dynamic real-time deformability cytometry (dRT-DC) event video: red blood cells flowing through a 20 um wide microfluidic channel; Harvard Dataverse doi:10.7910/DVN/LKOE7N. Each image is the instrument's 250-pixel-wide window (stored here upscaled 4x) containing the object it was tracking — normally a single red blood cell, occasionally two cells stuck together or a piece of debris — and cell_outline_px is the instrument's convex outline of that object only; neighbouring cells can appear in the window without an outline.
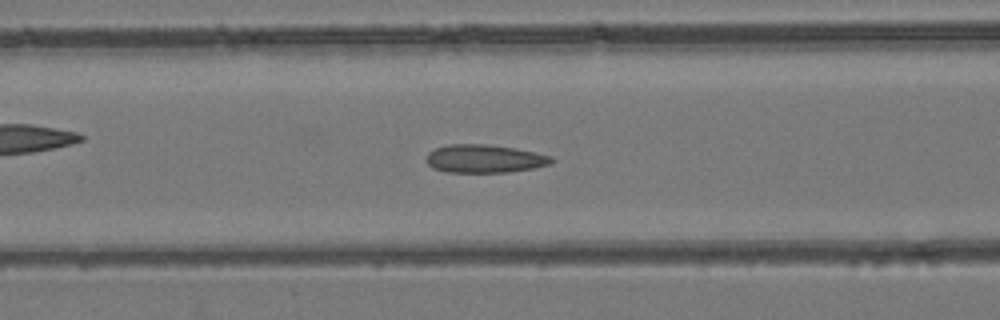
{"species": "common noctule bat (a hibernating species)", "species_latin": "Nyctalus noctula", "temperature_condition": "room temperature", "stored_images_in_passage": 41, "camera_frame_rate_fps": 3000, "um_per_image_px": 0.085, "animal": {"sex": "female", "body_mass_g": 24.6, "forearm_length_mm": 56.2}, "frame": {"image": 1, "passage_image": 12, "time_ms": 3.667, "image_size_px": [1000, 320], "cell_outline_px": [[556, 160], [552, 164], [532, 168], [508, 172], [444, 172], [432, 168], [424, 160], [428, 152], [436, 148], [448, 144], [488, 144], [516, 148], [552, 156]], "centroid_in_image_um": [41.17, 13.49], "position_along_channel_um": 125.4, "area_um2": 20.81}}
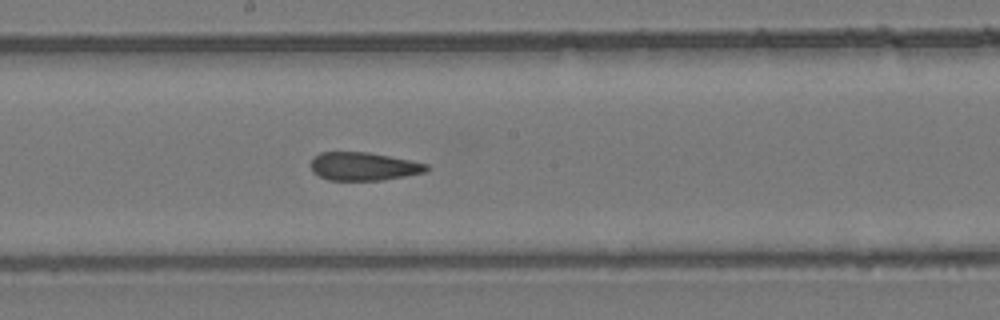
{"frame": {"image": 2, "passage_image": 19, "time_ms": 6.0, "image_size_px": [1000, 320], "cell_outline_px": [[428, 168], [424, 172], [384, 180], [328, 180], [312, 172], [312, 156], [320, 152], [368, 152], [428, 164]], "centroid_in_image_um": [30.86, 14.14], "position_along_channel_um": 217.3, "area_um2": 18.84}}
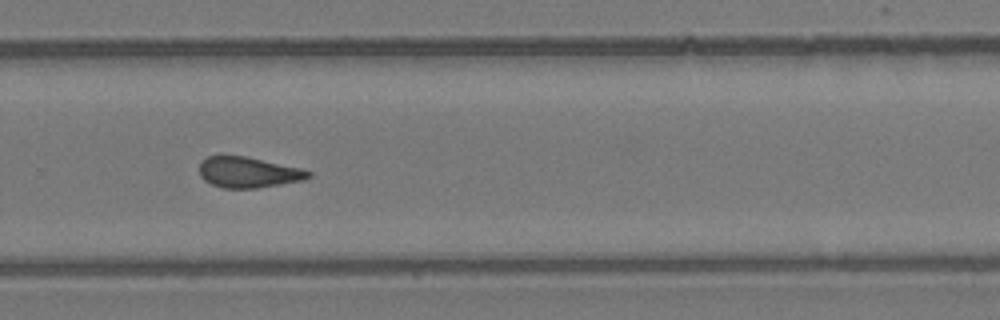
{"frame": {"image": 3, "passage_image": 26, "time_ms": 8.333, "image_size_px": [1000, 320], "cell_outline_px": [[312, 176], [304, 180], [256, 188], [220, 188], [204, 180], [200, 176], [200, 160], [208, 156], [244, 156], [300, 168], [312, 172]], "centroid_in_image_um": [21.09, 14.65], "position_along_channel_um": 308.7, "area_um2": 19.42}, "authors_computed_cell_mechanics": {"area_um2": 19.7098, "velocity_mm_per_s": 3.9238, "shape_relaxation_time_tau1_ms": null, "shape_relaxation_time_tau2_ms": 2.9053, "deformation_change_tau1": null, "deformation_change_tau2": 0.1135}}